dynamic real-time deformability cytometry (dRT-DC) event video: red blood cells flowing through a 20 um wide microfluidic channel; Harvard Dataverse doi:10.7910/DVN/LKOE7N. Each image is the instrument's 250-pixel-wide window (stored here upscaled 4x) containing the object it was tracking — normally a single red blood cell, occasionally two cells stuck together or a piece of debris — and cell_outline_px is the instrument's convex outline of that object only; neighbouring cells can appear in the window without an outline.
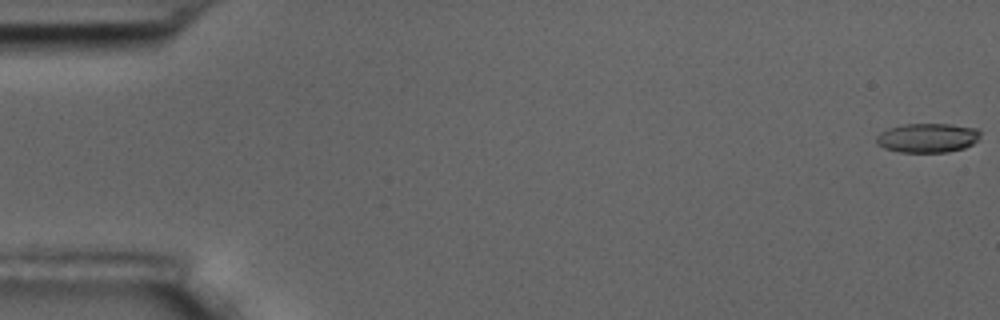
{"species": "common noctule bat (a hibernating species)", "species_latin": "Nyctalus noctula", "temperature_condition": "room temperature", "stored_images_in_passage": 5, "camera_frame_rate_fps": 3000, "um_per_image_px": 0.085, "animal": {"sex": "male", "body_mass_g": 17.5, "forearm_length_mm": 52.3}, "frame": {"image": 1, "passage_image": 1, "time_ms": 0.0, "image_size_px": [1000, 320], "cell_outline_px": [[980, 136], [972, 144], [964, 148], [948, 152], [900, 152], [884, 148], [876, 144], [876, 136], [880, 132], [888, 128], [904, 124], [952, 124], [976, 128], [980, 132]], "centroid_in_image_um": [78.81, 11.71], "position_along_channel_um": 6.2, "area_um2": 17.8}}
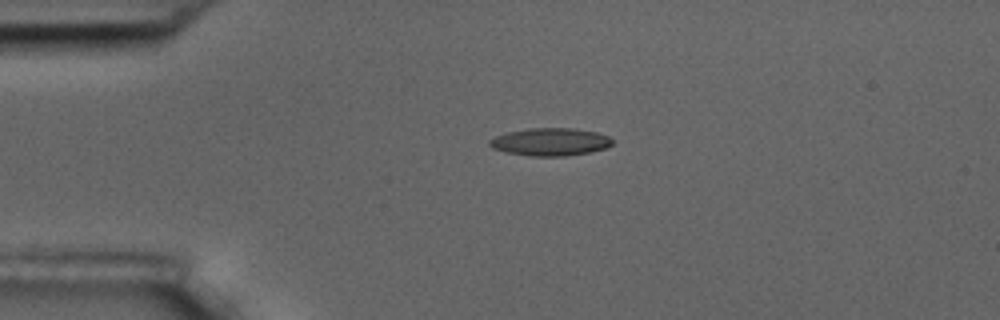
{"frame": {"image": 2, "passage_image": 4, "time_ms": 4.333, "image_size_px": [1000, 320], "cell_outline_px": [[612, 144], [604, 148], [592, 152], [564, 156], [528, 156], [504, 152], [492, 148], [488, 144], [488, 140], [496, 136], [508, 132], [528, 128], [572, 128], [596, 132], [608, 136], [612, 140]], "centroid_in_image_um": [46.74, 12.06], "position_along_channel_um": 38.3, "area_um2": 19.88}}